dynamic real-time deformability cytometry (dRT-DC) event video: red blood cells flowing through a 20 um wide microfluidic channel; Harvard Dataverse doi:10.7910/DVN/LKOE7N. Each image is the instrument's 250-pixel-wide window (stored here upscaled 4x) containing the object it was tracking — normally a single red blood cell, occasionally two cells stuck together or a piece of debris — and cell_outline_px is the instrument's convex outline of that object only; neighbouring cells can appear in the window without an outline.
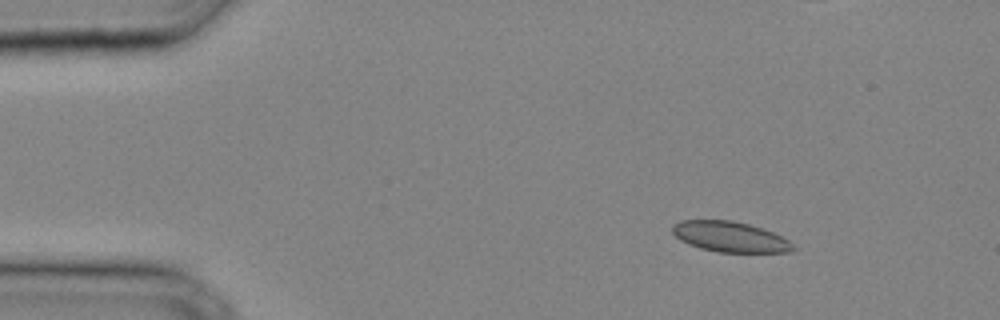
{"species": "common noctule bat (a hibernating species)", "species_latin": "Nyctalus noctula", "temperature_condition": "cold", "stored_images_in_passage": 26, "camera_frame_rate_fps": 3000, "um_per_image_px": 0.085, "animal": {"sex": "male", "body_mass_g": 20.4}, "frame": {"image": 1, "passage_image": 1, "time_ms": 0.0, "image_size_px": [1000, 320], "cell_outline_px": [[796, 248], [792, 252], [716, 252], [700, 248], [688, 244], [680, 240], [672, 232], [672, 224], [680, 220], [732, 220], [748, 224], [772, 232], [788, 240]], "centroid_in_image_um": [62.02, 20.13], "position_along_channel_um": 23.0, "area_um2": 21.39}}
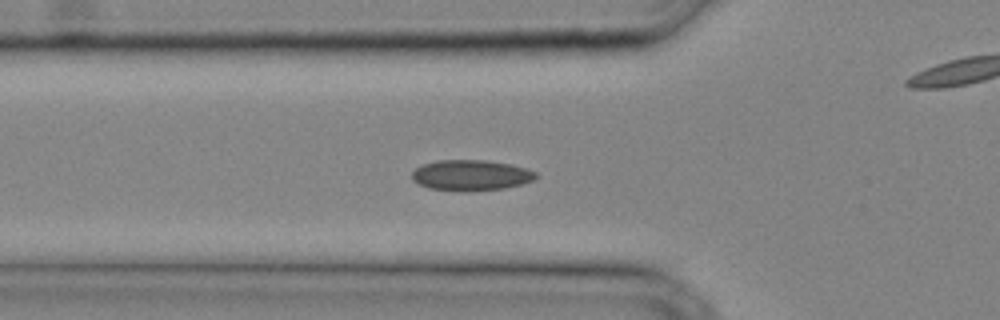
{"frame": {"image": 2, "passage_image": 8, "time_ms": 2.333, "image_size_px": [1000, 320], "cell_outline_px": [[540, 176], [532, 180], [520, 184], [504, 188], [460, 192], [428, 188], [412, 180], [412, 172], [416, 168], [424, 164], [436, 160], [484, 160], [512, 164], [528, 168], [536, 172]], "centroid_in_image_um": [40.04, 14.89], "position_along_channel_um": 85.8, "area_um2": 22.31}}